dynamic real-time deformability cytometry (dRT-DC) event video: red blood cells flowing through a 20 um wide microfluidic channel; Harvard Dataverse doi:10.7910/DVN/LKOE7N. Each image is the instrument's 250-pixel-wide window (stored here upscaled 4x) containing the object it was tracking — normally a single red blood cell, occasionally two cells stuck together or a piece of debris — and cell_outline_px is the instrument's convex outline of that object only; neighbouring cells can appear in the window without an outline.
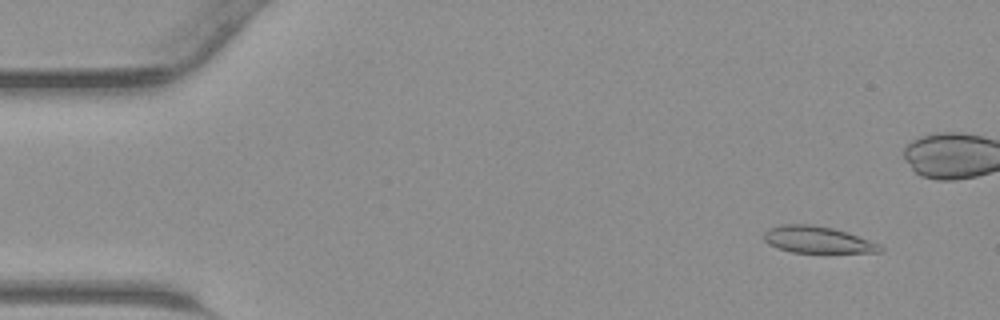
{"species": "common noctule bat (a hibernating species)", "species_latin": "Nyctalus noctula", "temperature_condition": "warm", "stored_images_in_passage": 46, "camera_frame_rate_fps": 3000, "um_per_image_px": 0.085, "animal": {"sex": "male", "body_mass_g": 23.1, "forearm_length_mm": 52.7}, "frame": {"image": 1, "passage_image": 4, "time_ms": 1.0, "image_size_px": [1000, 320], "cell_outline_px": [[884, 252], [792, 252], [776, 248], [768, 244], [764, 240], [764, 232], [768, 228], [780, 224], [812, 224], [832, 228], [848, 232], [880, 244], [884, 248]], "centroid_in_image_um": [69.47, 20.37], "position_along_channel_um": 15.5, "area_um2": 18.21}}
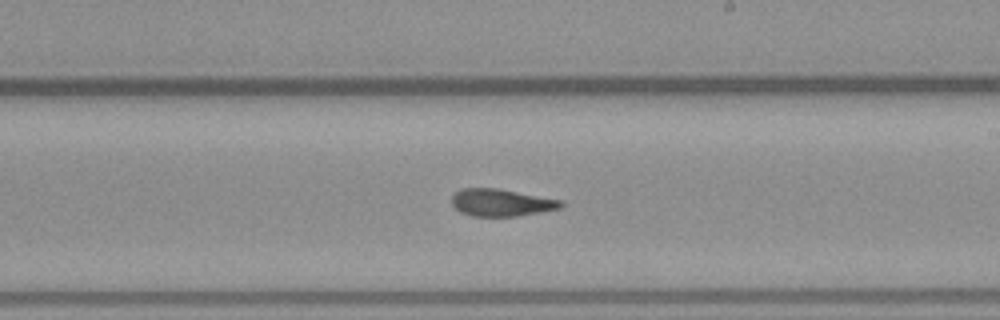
{"frame": {"image": 2, "passage_image": 26, "time_ms": 8.333, "image_size_px": [1000, 320], "cell_outline_px": [[564, 204], [560, 208], [540, 212], [516, 216], [472, 216], [460, 212], [452, 204], [452, 196], [460, 188], [496, 188], [564, 200]], "centroid_in_image_um": [42.61, 17.21], "position_along_channel_um": 246.4, "area_um2": 17.34}}
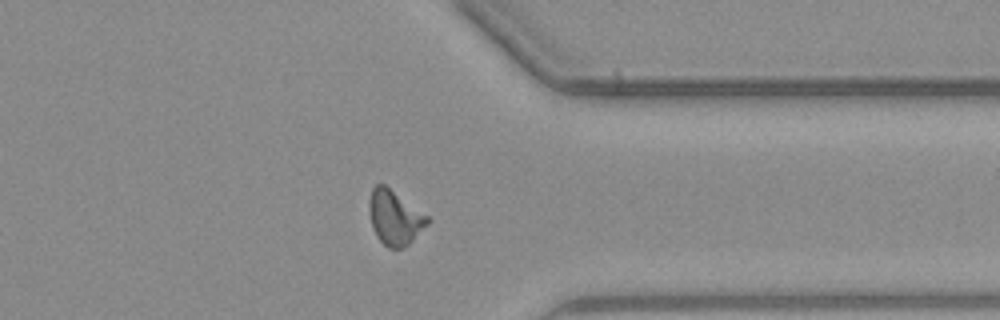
{"frame": {"image": 3, "passage_image": 35, "time_ms": 11.333, "image_size_px": [1000, 320], "cell_outline_px": [[432, 220], [404, 248], [388, 248], [376, 236], [372, 228], [368, 212], [368, 200], [372, 188], [376, 184], [384, 184], [428, 216]], "centroid_in_image_um": [33.52, 18.49], "position_along_channel_um": 377.9, "area_um2": 18.55}}